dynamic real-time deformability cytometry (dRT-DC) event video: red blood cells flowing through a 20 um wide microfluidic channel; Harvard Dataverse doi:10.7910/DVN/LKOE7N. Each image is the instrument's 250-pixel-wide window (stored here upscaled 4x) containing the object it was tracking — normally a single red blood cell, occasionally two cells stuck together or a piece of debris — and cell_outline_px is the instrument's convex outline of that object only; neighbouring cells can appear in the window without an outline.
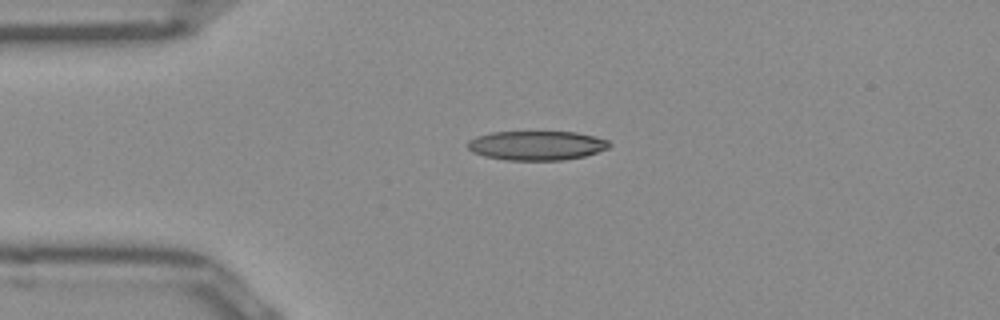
{"species": "Egyptian fruit bat (a non-hibernating species)", "species_latin": "Rousettus aegyptiacus", "temperature_condition": "room temperature", "stored_images_in_passage": 40, "camera_frame_rate_fps": 3000, "um_per_image_px": 0.085, "frame": {"image": 1, "passage_image": 1, "time_ms": 0.0, "image_size_px": [1000, 320], "cell_outline_px": [[612, 144], [608, 148], [584, 156], [560, 160], [504, 160], [484, 156], [472, 152], [468, 148], [468, 140], [476, 136], [492, 132], [576, 132], [608, 140]], "centroid_in_image_um": [45.58, 12.37], "position_along_channel_um": 39.4, "area_um2": 24.1}}
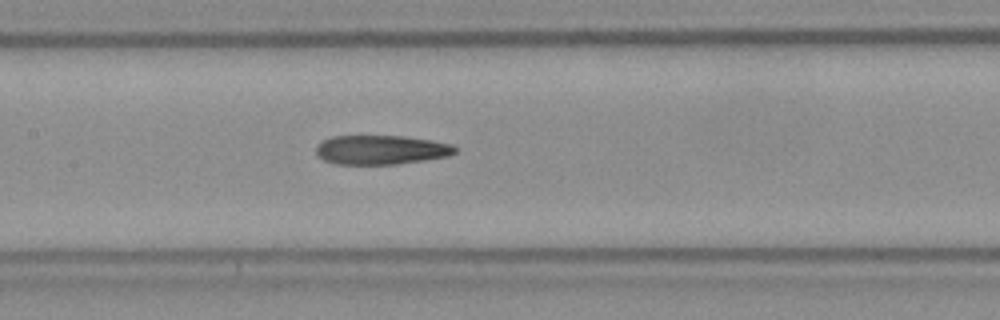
{"frame": {"image": 2, "passage_image": 13, "time_ms": 4.0, "image_size_px": [1000, 320], "cell_outline_px": [[456, 152], [448, 156], [424, 160], [396, 164], [336, 164], [324, 160], [316, 152], [316, 144], [332, 136], [404, 136], [432, 140], [452, 144], [456, 148]], "centroid_in_image_um": [32.39, 12.73], "position_along_channel_um": 175.0, "area_um2": 23.64}}
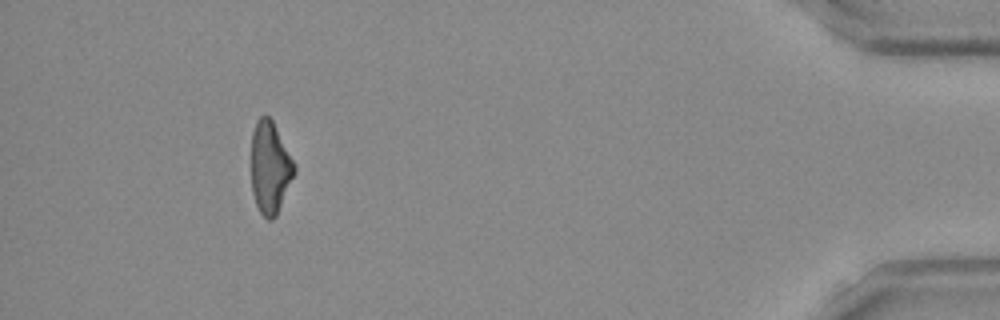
{"frame": {"image": 3, "passage_image": 36, "time_ms": 11.667, "image_size_px": [1000, 320], "cell_outline_px": [[296, 172], [276, 216], [272, 220], [268, 220], [260, 212], [256, 204], [252, 192], [252, 132], [256, 120], [260, 116], [268, 116], [272, 120], [296, 164]], "centroid_in_image_um": [22.97, 14.24], "position_along_channel_um": 412.2, "area_um2": 23.12}, "authors_computed_cell_mechanics": {"area_um2": 24.3627, "velocity_mm_per_s": 3.9745, "shape_relaxation_time_tau1_ms": null, "shape_relaxation_time_tau2_ms": 6.4462, "deformation_change_tau1": null, "deformation_change_tau2": 0.2105}}